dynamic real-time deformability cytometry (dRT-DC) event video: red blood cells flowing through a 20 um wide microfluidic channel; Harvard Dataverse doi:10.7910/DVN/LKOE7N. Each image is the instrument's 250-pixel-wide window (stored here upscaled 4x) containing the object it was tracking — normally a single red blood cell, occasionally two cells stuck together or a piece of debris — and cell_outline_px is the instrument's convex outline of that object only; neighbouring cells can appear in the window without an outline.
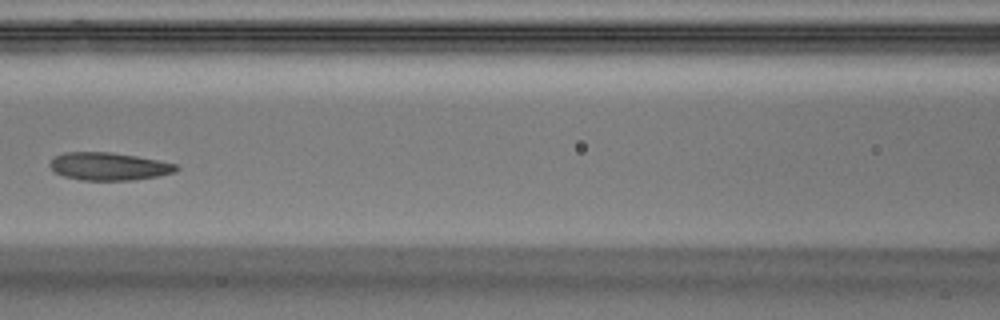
{"species": "Egyptian fruit bat (a non-hibernating species)", "species_latin": "Rousettus aegyptiacus", "temperature_condition": "warm", "stored_images_in_passage": 6, "camera_frame_rate_fps": 3000, "um_per_image_px": 0.085, "animal": {"sex": "male"}, "frame": {"image": 1, "passage_image": 6, "time_ms": 1.667, "image_size_px": [1000, 320], "cell_outline_px": [[180, 168], [176, 172], [156, 176], [132, 180], [80, 180], [64, 176], [56, 172], [48, 164], [56, 156], [64, 152], [112, 152], [136, 156], [176, 164]], "centroid_in_image_um": [9.25, 14.14], "position_along_channel_um": 157.3, "area_um2": 20.29}}